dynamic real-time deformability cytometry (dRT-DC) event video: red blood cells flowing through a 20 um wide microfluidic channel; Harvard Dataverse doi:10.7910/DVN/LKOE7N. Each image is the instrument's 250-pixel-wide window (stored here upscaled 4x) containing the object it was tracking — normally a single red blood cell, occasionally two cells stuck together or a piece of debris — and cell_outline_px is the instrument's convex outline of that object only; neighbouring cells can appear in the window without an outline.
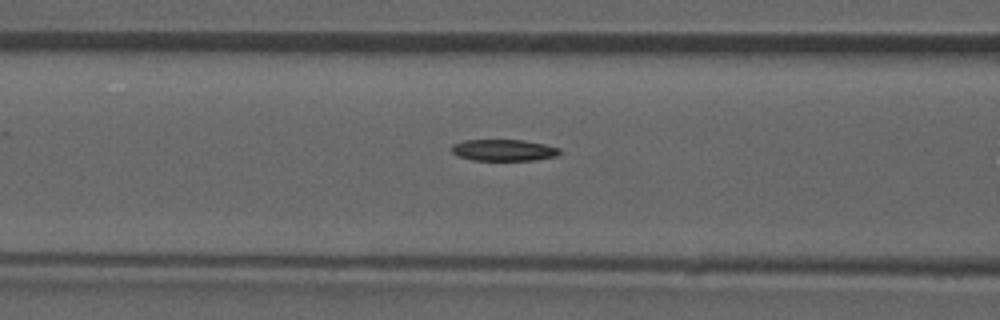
{"species": "common noctule bat (a hibernating species)", "species_latin": "Nyctalus noctula", "temperature_condition": "room temperature", "stored_images_in_passage": 49, "camera_frame_rate_fps": 3000, "um_per_image_px": 0.085, "animal": {"sex": "male", "forearm_length_mm": 52.5}, "frame": {"image": 1, "passage_image": 21, "time_ms": 6.667, "image_size_px": [1000, 320], "cell_outline_px": [[560, 152], [556, 156], [532, 160], [472, 160], [456, 156], [452, 152], [452, 144], [464, 140], [524, 140], [544, 144], [560, 148]], "centroid_in_image_um": [42.78, 12.76], "position_along_channel_um": 123.8, "area_um2": 13.53}, "authors_computed_cell_mechanics": {"area_um2": 14.5656, "velocity_mm_per_s": 3.9348, "shape_relaxation_time_tau1_ms": 8.488, "shape_relaxation_time_tau2_ms": 10.8869, "deformation_change_tau1": 0.1958, "deformation_change_tau2": 0.2033}}